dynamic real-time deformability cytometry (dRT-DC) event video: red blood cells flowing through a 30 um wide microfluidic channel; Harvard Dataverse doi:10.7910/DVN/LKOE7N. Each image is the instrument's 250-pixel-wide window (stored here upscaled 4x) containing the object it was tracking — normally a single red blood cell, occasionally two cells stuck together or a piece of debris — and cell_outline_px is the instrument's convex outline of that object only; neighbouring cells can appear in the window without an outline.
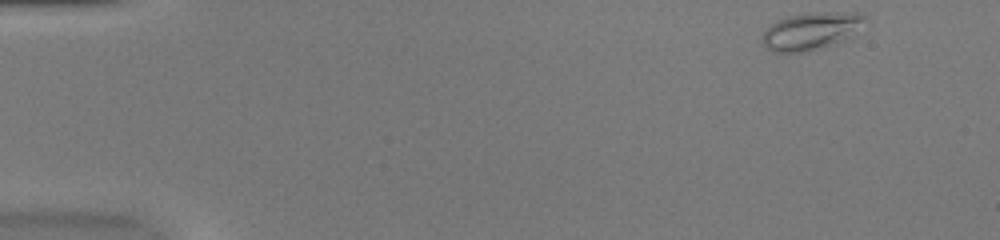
{"species": "common noctule bat (a hibernating species)", "species_latin": "Nyctalus noctula", "temperature_condition": "warm", "stored_images_in_passage": 48, "camera_frame_rate_fps": 3000, "um_per_image_px": 0.085, "animal": {"sex": "female", "body_mass_g": 20.0, "forearm_length_mm": 54.0}, "frame": {"image": 1, "passage_image": 1, "time_ms": 0.0, "image_size_px": [1000, 240], "cell_outline_px": [[864, 20], [852, 36], [844, 40], [832, 44], [800, 52], [772, 52], [764, 44], [760, 36], [776, 20], [788, 16], [816, 12], [860, 12], [864, 16]], "centroid_in_image_um": [68.91, 2.62], "position_along_channel_um": 16.1, "area_um2": 21.96}}
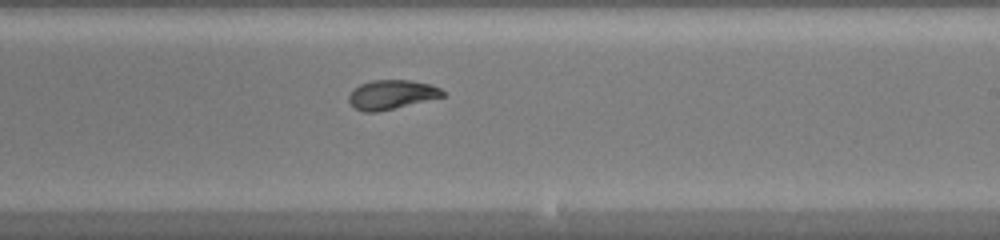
{"frame": {"image": 2, "passage_image": 28, "time_ms": 9.0, "image_size_px": [1000, 240], "cell_outline_px": [[444, 96], [376, 112], [364, 112], [356, 108], [348, 100], [348, 96], [360, 84], [372, 80], [412, 80], [428, 84], [440, 88], [444, 92]], "centroid_in_image_um": [33.27, 8.03], "position_along_channel_um": 255.7, "area_um2": 15.61}}
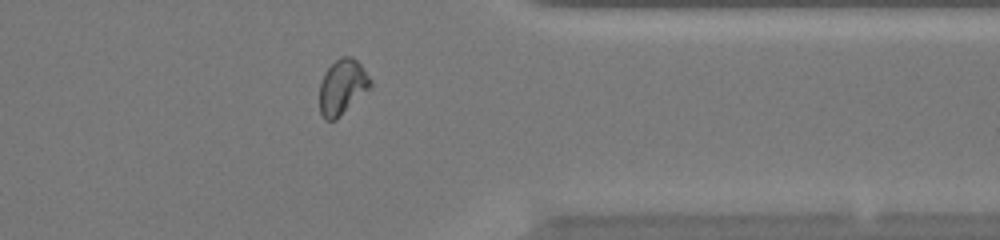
{"frame": {"image": 3, "passage_image": 38, "time_ms": 12.333, "image_size_px": [1000, 240], "cell_outline_px": [[372, 88], [336, 120], [324, 120], [320, 112], [320, 84], [324, 72], [340, 56], [352, 56], [364, 68], [372, 80]], "centroid_in_image_um": [29.13, 7.4], "position_along_channel_um": 382.3, "area_um2": 16.65}, "authors_computed_cell_mechanics": {"area_um2": 17.1088, "velocity_mm_per_s": 4.0363, "shape_relaxation_time_tau1_ms": 8.1631, "shape_relaxation_time_tau2_ms": 1.2003, "deformation_change_tau1": 0.2727, "deformation_change_tau2": 0.0523}}